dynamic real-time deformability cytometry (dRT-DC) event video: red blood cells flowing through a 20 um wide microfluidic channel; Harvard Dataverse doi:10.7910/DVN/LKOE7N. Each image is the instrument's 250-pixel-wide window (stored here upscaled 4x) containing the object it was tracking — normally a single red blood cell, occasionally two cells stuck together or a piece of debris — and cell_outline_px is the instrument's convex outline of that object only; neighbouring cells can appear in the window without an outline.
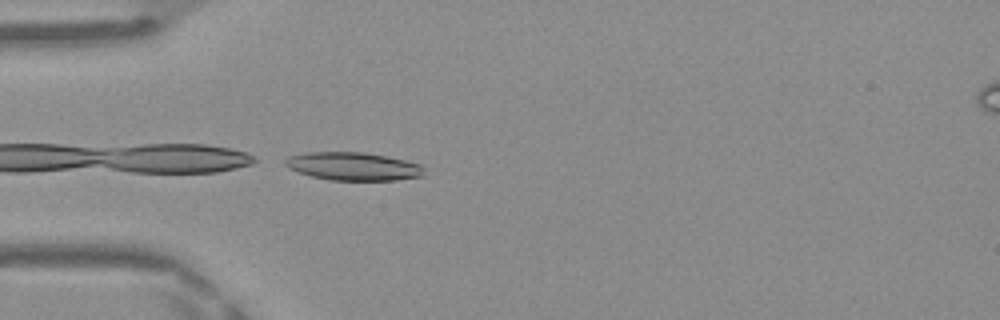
{"species": "Egyptian fruit bat (a non-hibernating species)", "species_latin": "Rousettus aegyptiacus", "temperature_condition": "warm", "stored_images_in_passage": 14, "camera_frame_rate_fps": 3000, "um_per_image_px": 0.085, "frame": {"image": 1, "passage_image": 14, "time_ms": 4.333, "image_size_px": [1000, 320], "cell_outline_px": [[424, 176], [396, 180], [328, 180], [312, 176], [288, 168], [284, 164], [284, 160], [288, 156], [308, 152], [360, 152], [384, 156], [424, 164]], "centroid_in_image_um": [30.04, 14.14], "position_along_channel_um": 55.0, "area_um2": 22.77}}